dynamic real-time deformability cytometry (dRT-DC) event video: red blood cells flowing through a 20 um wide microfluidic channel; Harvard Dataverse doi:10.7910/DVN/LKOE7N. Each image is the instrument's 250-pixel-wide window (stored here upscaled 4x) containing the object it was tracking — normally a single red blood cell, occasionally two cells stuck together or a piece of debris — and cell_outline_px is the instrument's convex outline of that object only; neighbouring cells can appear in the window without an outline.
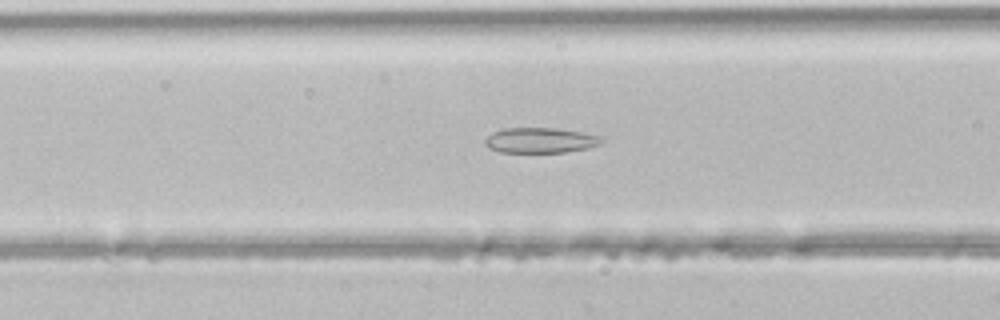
{"species": "common noctule bat (a hibernating species)", "species_latin": "Nyctalus noctula", "temperature_condition": "room temperature", "stored_images_in_passage": 37, "camera_frame_rate_fps": 3000, "um_per_image_px": 0.085, "animal": {"sex": "male", "body_mass_g": 21.5, "forearm_length_mm": 52.0}, "frame": {"image": 1, "passage_image": 9, "time_ms": 2.667, "image_size_px": [1000, 320], "cell_outline_px": [[604, 140], [600, 144], [588, 148], [564, 152], [500, 152], [488, 148], [484, 144], [484, 140], [492, 132], [504, 128], [556, 128], [580, 132], [600, 136]], "centroid_in_image_um": [45.9, 11.93], "position_along_channel_um": 120.7, "area_um2": 17.17}}
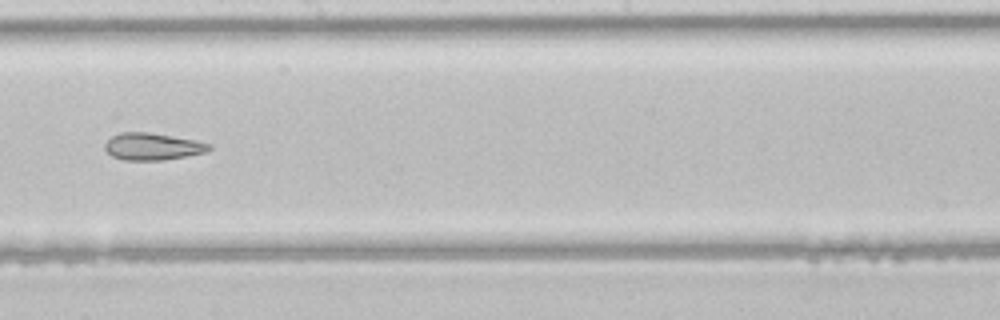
{"frame": {"image": 2, "passage_image": 17, "time_ms": 5.333, "image_size_px": [1000, 320], "cell_outline_px": [[212, 148], [208, 152], [164, 160], [124, 160], [112, 156], [104, 148], [104, 144], [112, 136], [120, 132], [148, 132], [196, 140], [212, 144]], "centroid_in_image_um": [12.99, 12.45], "position_along_channel_um": 235.2, "area_um2": 16.53}}
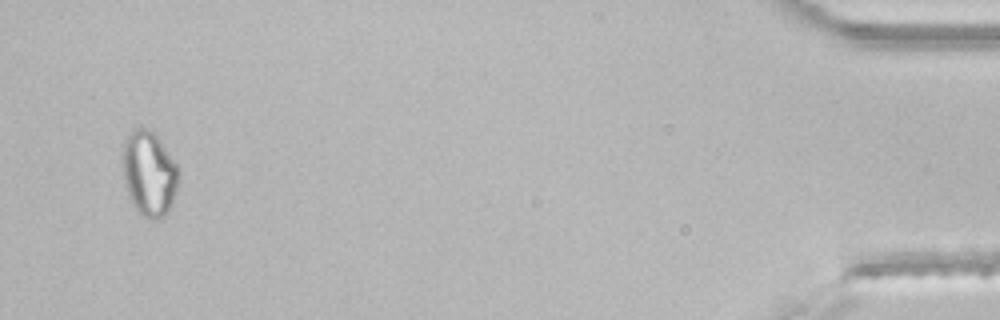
{"frame": {"image": 3, "passage_image": 36, "time_ms": 11.667, "image_size_px": [1000, 320], "cell_outline_px": [[180, 172], [176, 192], [172, 204], [164, 216], [160, 220], [152, 220], [140, 216], [132, 204], [128, 196], [124, 184], [120, 160], [124, 140], [132, 128], [144, 128], [152, 132], [156, 136], [180, 168]], "centroid_in_image_um": [12.64, 14.78], "position_along_channel_um": 422.6, "area_um2": 28.5}}